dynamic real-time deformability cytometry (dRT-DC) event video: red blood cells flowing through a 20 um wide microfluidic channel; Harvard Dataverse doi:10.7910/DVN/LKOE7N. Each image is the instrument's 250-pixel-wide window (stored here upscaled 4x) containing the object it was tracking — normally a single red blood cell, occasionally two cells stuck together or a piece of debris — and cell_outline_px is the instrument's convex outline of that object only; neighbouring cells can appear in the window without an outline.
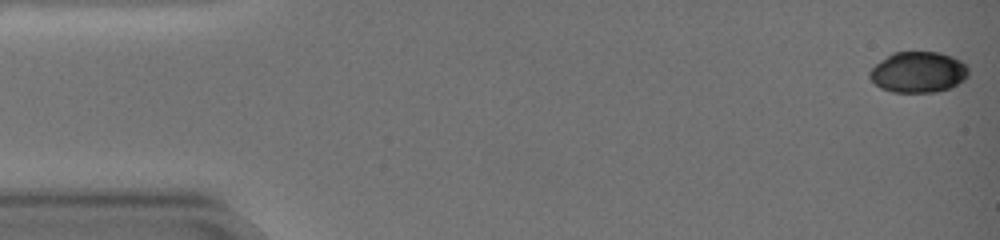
{"species": "common noctule bat (a hibernating species)", "species_latin": "Nyctalus noctula", "temperature_condition": "warm", "stored_images_in_passage": 57, "camera_frame_rate_fps": 3000, "um_per_image_px": 0.085, "animal": {"sex": "female", "body_mass_g": 19.0, "forearm_length_mm": 51.5}, "frame": {"image": 1, "passage_image": 1, "time_ms": 0.0, "image_size_px": [1000, 240], "cell_outline_px": [[968, 76], [964, 80], [952, 88], [936, 92], [892, 92], [880, 88], [868, 76], [868, 72], [880, 60], [892, 52], [940, 52], [952, 56], [968, 64]], "centroid_in_image_um": [78.07, 6.13], "position_along_channel_um": 6.9, "area_um2": 23.87}}
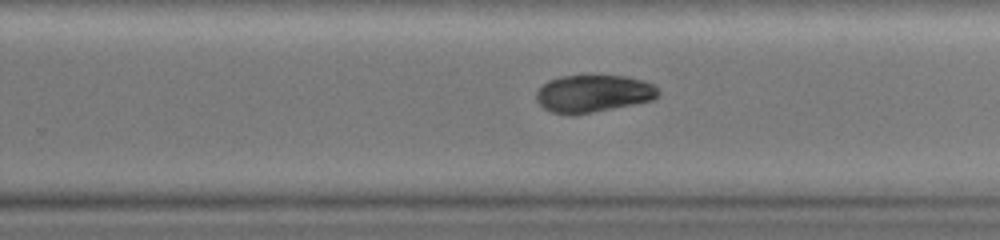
{"frame": {"image": 2, "passage_image": 37, "time_ms": 12.0, "image_size_px": [1000, 240], "cell_outline_px": [[660, 92], [652, 100], [576, 116], [572, 116], [552, 112], [544, 108], [536, 100], [536, 92], [548, 80], [560, 76], [628, 76], [644, 80], [652, 84]], "centroid_in_image_um": [50.4, 7.96], "position_along_channel_um": 279.4, "area_um2": 26.65}}
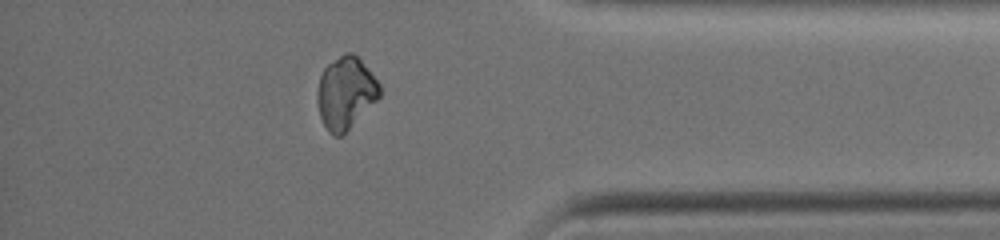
{"frame": {"image": 3, "passage_image": 49, "time_ms": 16.0, "image_size_px": [1000, 240], "cell_outline_px": [[380, 96], [340, 136], [336, 136], [328, 132], [320, 116], [316, 100], [316, 92], [320, 76], [324, 68], [328, 64], [340, 56], [348, 52], [352, 52], [360, 60], [380, 84]], "centroid_in_image_um": [29.34, 7.88], "position_along_channel_um": 405.9, "area_um2": 25.61}, "authors_computed_cell_mechanics": {"area_um2": 26.9926, "velocity_mm_per_s": 3.4362, "shape_relaxation_time_tau1_ms": null, "shape_relaxation_time_tau2_ms": 4.6283, "deformation_change_tau1": null, "deformation_change_tau2": 0.0504}}